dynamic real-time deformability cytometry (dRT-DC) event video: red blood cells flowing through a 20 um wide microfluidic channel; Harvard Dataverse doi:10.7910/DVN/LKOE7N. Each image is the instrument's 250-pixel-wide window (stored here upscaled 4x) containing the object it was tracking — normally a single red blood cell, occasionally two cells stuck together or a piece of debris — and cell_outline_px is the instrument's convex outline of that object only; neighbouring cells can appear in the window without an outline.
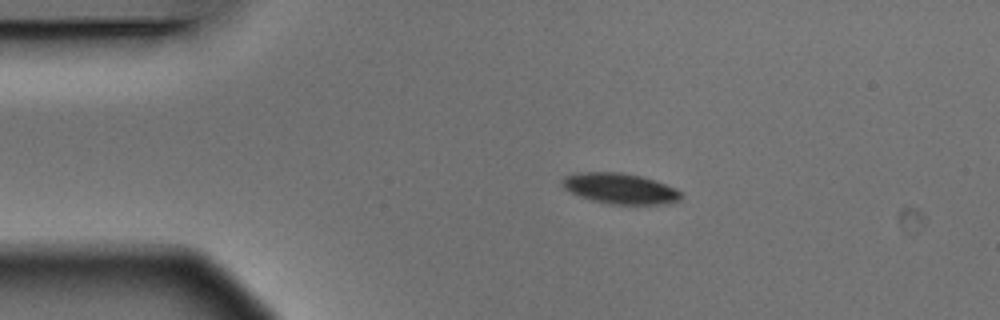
{"species": "Egyptian fruit bat (a non-hibernating species)", "species_latin": "Rousettus aegyptiacus", "temperature_condition": "warm", "stored_images_in_passage": 14, "segment_of_instrument_passage": [1, 2], "camera_frame_rate_fps": 3000, "um_per_image_px": 0.085, "animal": {"sex": "male"}, "frame": {"image": 1, "passage_image": 2, "time_ms": 0.333, "image_size_px": [1000, 320], "cell_outline_px": [[680, 200], [668, 204], [612, 204], [592, 200], [580, 196], [564, 188], [564, 176], [576, 172], [620, 172], [640, 176], [676, 188], [680, 192]], "centroid_in_image_um": [52.71, 16.02], "position_along_channel_um": 32.3, "area_um2": 20.87}}
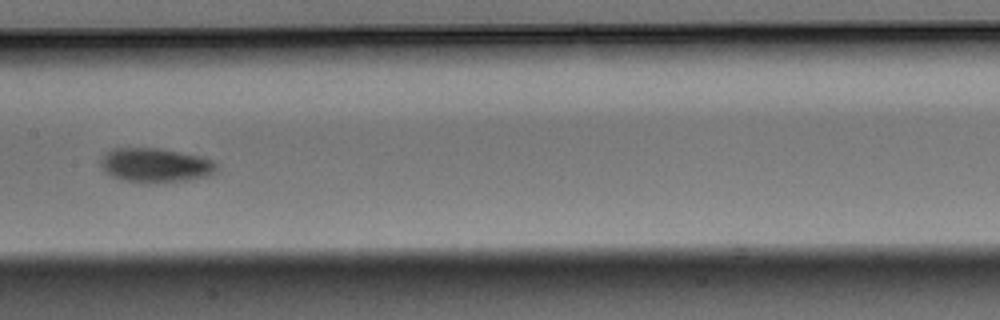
{"frame": {"image": 2, "passage_image": 6, "time_ms": 1.667, "image_size_px": [1000, 320], "cell_outline_px": [[220, 168], [216, 172], [208, 176], [188, 180], [144, 184], [120, 180], [112, 176], [100, 164], [100, 160], [104, 152], [112, 148], [160, 148], [204, 156], [220, 164]], "centroid_in_image_um": [13.26, 14.04], "position_along_channel_um": 194.1, "area_um2": 23.81}}
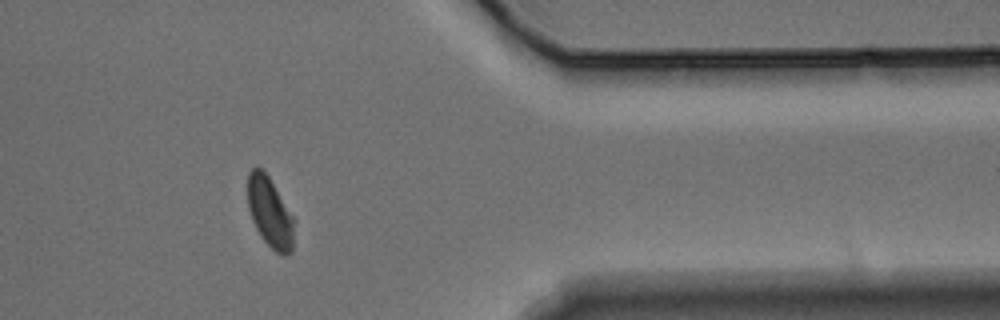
{"frame": {"image": 3, "passage_image": 11, "time_ms": 3.333, "image_size_px": [1000, 320], "cell_outline_px": [[296, 220], [292, 252], [288, 256], [284, 256], [276, 252], [260, 236], [252, 220], [248, 208], [248, 172], [252, 168], [260, 168], [268, 176]], "centroid_in_image_um": [22.98, 18.1], "position_along_channel_um": 388.4, "area_um2": 19.19}}